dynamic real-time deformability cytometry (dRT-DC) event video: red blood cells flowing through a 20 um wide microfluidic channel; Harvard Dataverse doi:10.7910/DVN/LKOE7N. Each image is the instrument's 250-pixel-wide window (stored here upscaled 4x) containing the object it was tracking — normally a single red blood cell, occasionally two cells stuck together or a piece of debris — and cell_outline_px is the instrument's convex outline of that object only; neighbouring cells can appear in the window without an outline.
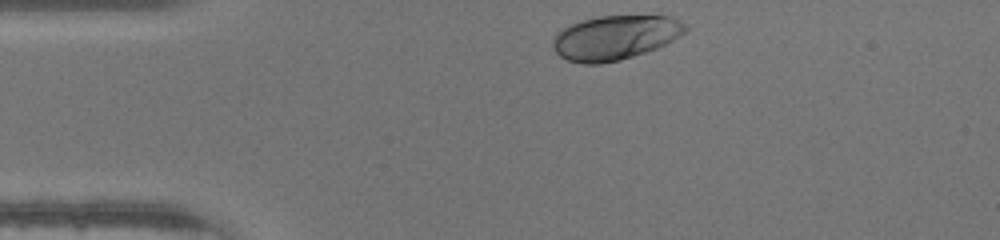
{"species": "human", "species_latin": "Homo sapiens", "temperature_condition": "warm", "stored_images_in_passage": 29, "camera_frame_rate_fps": 3000, "um_per_image_px": 0.085, "donor": {"sex": "male"}, "frame": {"image": 1, "passage_image": 1, "time_ms": 0.0, "image_size_px": [1000, 240], "cell_outline_px": [[688, 28], [680, 36], [656, 48], [620, 60], [600, 64], [584, 64], [568, 60], [560, 56], [556, 52], [552, 44], [552, 40], [556, 32], [560, 28], [584, 20], [600, 16], [672, 16], [680, 20]], "centroid_in_image_um": [52.26, 3.19], "position_along_channel_um": 32.7, "area_um2": 34.1}}
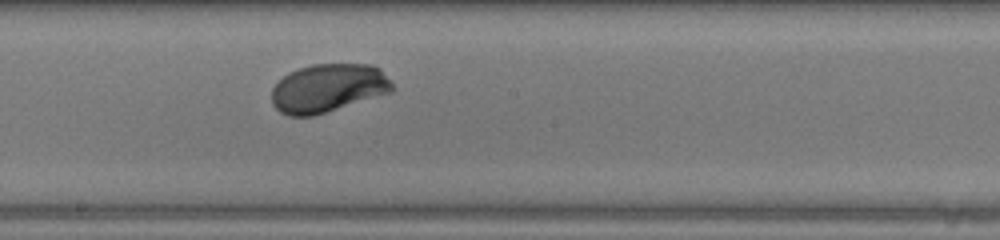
{"frame": {"image": 2, "passage_image": 17, "time_ms": 5.333, "image_size_px": [1000, 240], "cell_outline_px": [[396, 88], [392, 92], [312, 116], [288, 116], [280, 112], [272, 104], [272, 88], [284, 76], [300, 68], [312, 64], [372, 64], [380, 68]], "centroid_in_image_um": [27.91, 7.49], "position_along_channel_um": 220.3, "area_um2": 33.93}}
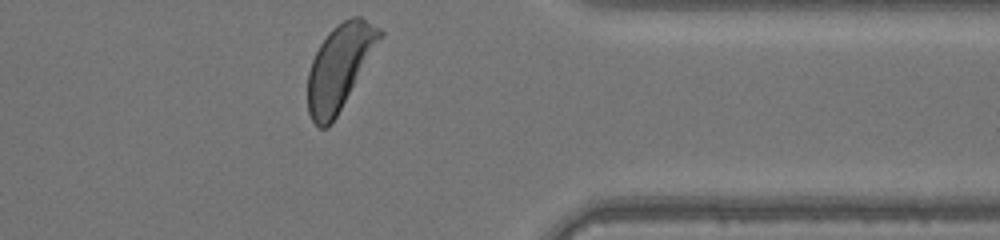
{"frame": {"image": 3, "passage_image": 29, "time_ms": 9.333, "image_size_px": [1000, 240], "cell_outline_px": [[384, 32], [332, 124], [328, 128], [320, 128], [312, 120], [308, 112], [308, 72], [312, 60], [320, 44], [328, 32], [336, 24], [352, 16], [360, 16], [380, 28]], "centroid_in_image_um": [28.83, 5.68], "position_along_channel_um": 382.6, "area_um2": 34.85}}